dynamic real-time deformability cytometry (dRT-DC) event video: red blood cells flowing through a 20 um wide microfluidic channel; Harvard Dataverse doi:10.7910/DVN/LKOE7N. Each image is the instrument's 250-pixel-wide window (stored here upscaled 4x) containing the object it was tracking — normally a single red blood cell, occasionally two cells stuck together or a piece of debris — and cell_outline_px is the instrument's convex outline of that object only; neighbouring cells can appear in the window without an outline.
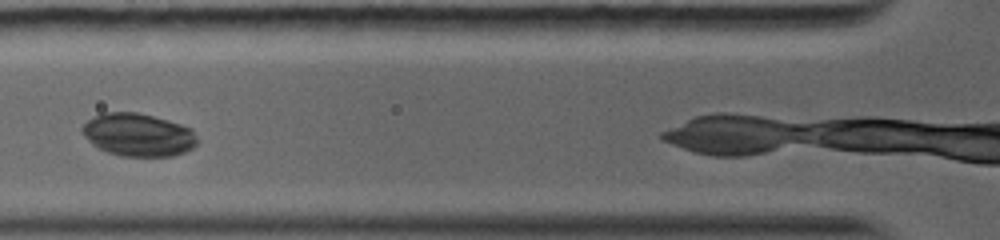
{"species": "common noctule bat (a hibernating species)", "species_latin": "Nyctalus noctula", "temperature_condition": "warm", "stored_images_in_passage": 5, "camera_frame_rate_fps": 5000, "um_per_image_px": 0.085, "animal": {"sex": "female", "body_mass_g": 19.0, "forearm_length_mm": 56.7}, "frame": {"image": 1, "passage_image": 3, "time_ms": 2.0, "image_size_px": [1000, 240], "cell_outline_px": [[196, 144], [192, 148], [184, 152], [172, 156], [120, 156], [108, 152], [92, 144], [84, 136], [80, 128], [92, 116], [104, 112], [136, 112], [168, 120], [192, 128], [196, 136]], "centroid_in_image_um": [11.72, 11.45], "position_along_channel_um": 114.1, "area_um2": 28.73}}